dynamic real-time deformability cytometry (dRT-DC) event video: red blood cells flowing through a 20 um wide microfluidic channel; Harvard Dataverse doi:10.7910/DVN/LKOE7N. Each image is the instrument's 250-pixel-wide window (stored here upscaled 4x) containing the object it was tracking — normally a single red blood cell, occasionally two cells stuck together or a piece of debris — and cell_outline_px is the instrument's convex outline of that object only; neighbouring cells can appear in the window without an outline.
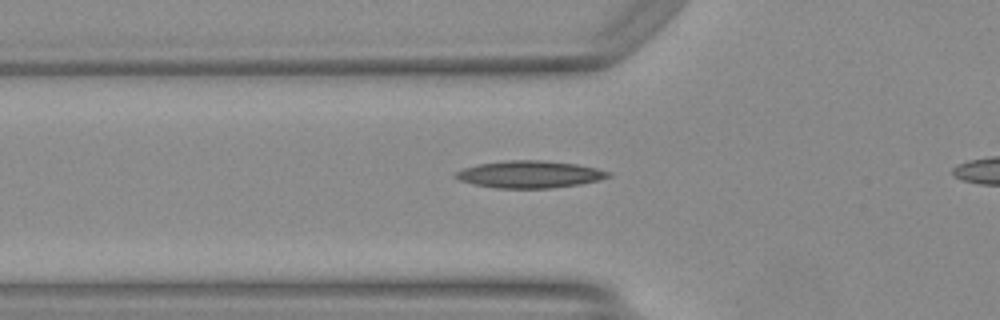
{"species": "Egyptian fruit bat (a non-hibernating species)", "species_latin": "Rousettus aegyptiacus", "temperature_condition": "warm", "stored_images_in_passage": 36, "camera_frame_rate_fps": 3000, "um_per_image_px": 0.085, "animal": {"sex": "female"}, "frame": {"image": 1, "passage_image": 10, "time_ms": 3.0, "image_size_px": [1000, 320], "cell_outline_px": [[612, 176], [580, 184], [548, 188], [496, 188], [472, 184], [460, 180], [452, 176], [456, 172], [464, 168], [480, 164], [508, 160], [540, 160], [576, 164], [596, 168], [608, 172]], "centroid_in_image_um": [44.98, 14.82], "position_along_channel_um": 80.8, "area_um2": 23.87}}
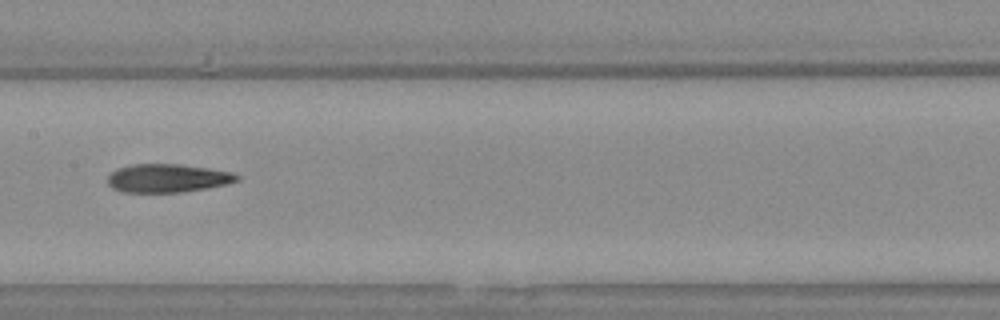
{"frame": {"image": 2, "passage_image": 18, "time_ms": 5.667, "image_size_px": [1000, 320], "cell_outline_px": [[240, 180], [208, 188], [184, 192], [120, 192], [112, 188], [108, 184], [108, 176], [112, 172], [120, 168], [132, 164], [180, 164], [208, 168], [232, 172], [240, 176]], "centroid_in_image_um": [14.25, 15.15], "position_along_channel_um": 193.2, "area_um2": 21.39}}
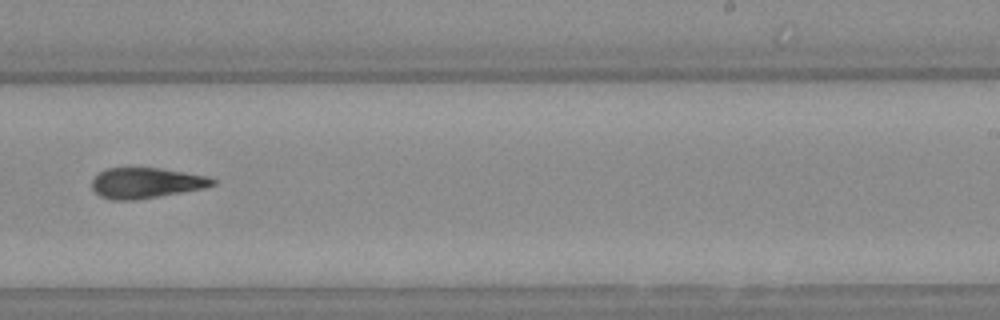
{"frame": {"image": 3, "passage_image": 24, "time_ms": 7.667, "image_size_px": [1000, 320], "cell_outline_px": [[216, 184], [204, 188], [132, 200], [112, 200], [100, 196], [92, 188], [92, 180], [100, 172], [108, 168], [160, 168], [208, 176], [216, 180]], "centroid_in_image_um": [12.42, 15.54], "position_along_channel_um": 276.6, "area_um2": 21.15}}